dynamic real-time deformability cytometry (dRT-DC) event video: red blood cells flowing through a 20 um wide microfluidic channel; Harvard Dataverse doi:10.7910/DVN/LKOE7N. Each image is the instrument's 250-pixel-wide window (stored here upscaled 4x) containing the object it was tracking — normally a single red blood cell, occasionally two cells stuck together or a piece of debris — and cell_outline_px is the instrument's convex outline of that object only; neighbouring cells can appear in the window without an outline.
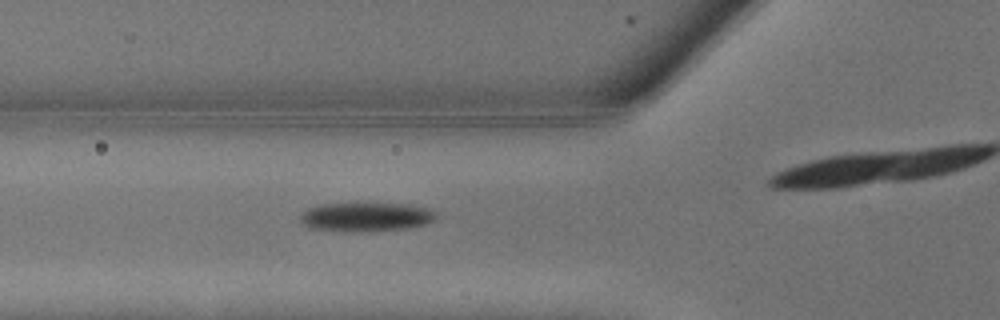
{"species": "common noctule bat (a hibernating species)", "species_latin": "Nyctalus noctula", "temperature_condition": "warm", "stored_images_in_passage": 9, "camera_frame_rate_fps": 3000, "um_per_image_px": 0.085, "animal": {"sex": "male", "body_mass_g": 13.3}, "frame": {"image": 1, "passage_image": 8, "time_ms": 2.333, "image_size_px": [1000, 320], "cell_outline_px": [[440, 212], [436, 220], [424, 224], [404, 228], [352, 232], [344, 232], [308, 228], [300, 224], [300, 216], [308, 208], [324, 204], [408, 204], [432, 208]], "centroid_in_image_um": [31.14, 18.44], "position_along_channel_um": 94.7, "area_um2": 23.12}}